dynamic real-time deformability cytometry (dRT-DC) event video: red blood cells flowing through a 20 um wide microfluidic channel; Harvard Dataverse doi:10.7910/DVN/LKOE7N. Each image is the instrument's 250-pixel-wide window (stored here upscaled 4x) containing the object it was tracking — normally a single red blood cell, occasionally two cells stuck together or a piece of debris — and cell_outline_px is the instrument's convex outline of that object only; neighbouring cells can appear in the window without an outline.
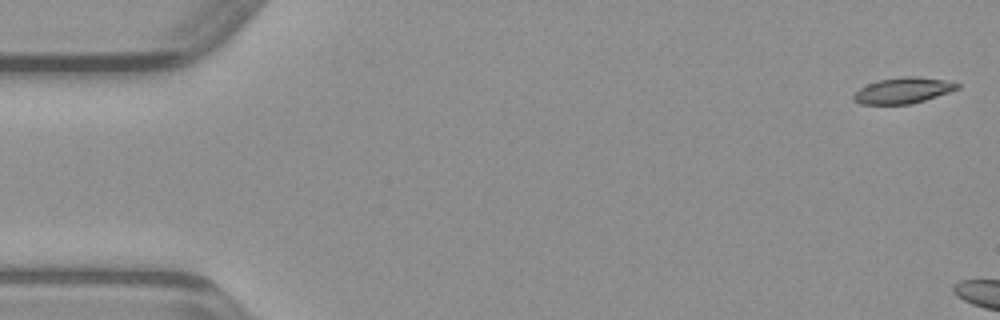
{"species": "common noctule bat (a hibernating species)", "species_latin": "Nyctalus noctula", "temperature_condition": "warm", "stored_images_in_passage": 4, "camera_frame_rate_fps": 3000, "um_per_image_px": 0.085, "animal": {"sex": "male", "body_mass_g": 23.1, "forearm_length_mm": 52.7}, "frame": {"image": 1, "passage_image": 1, "time_ms": 0.0, "image_size_px": [1000, 320], "cell_outline_px": [[960, 88], [912, 104], [860, 104], [852, 100], [852, 96], [860, 88], [876, 80], [904, 76], [916, 76], [948, 80], [960, 84]], "centroid_in_image_um": [76.75, 7.68], "position_along_channel_um": 8.2, "area_um2": 15.72}}